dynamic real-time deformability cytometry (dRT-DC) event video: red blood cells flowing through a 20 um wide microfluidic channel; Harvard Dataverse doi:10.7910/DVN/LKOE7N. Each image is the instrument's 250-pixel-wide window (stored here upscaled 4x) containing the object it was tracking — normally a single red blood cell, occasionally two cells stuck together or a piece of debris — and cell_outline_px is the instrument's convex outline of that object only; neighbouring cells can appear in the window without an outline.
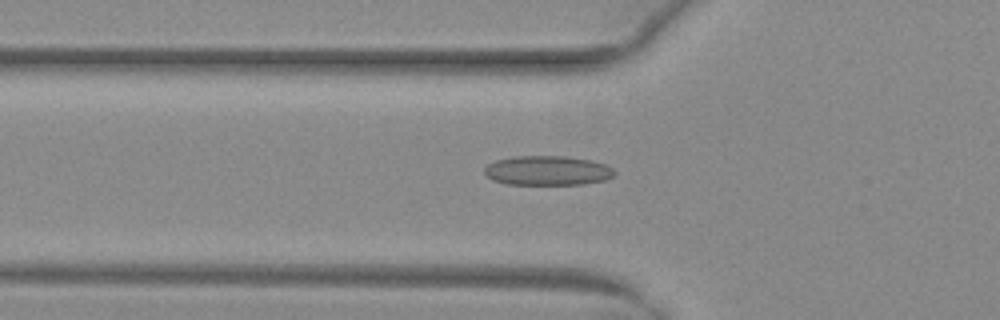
{"species": "common noctule bat (a hibernating species)", "species_latin": "Nyctalus noctula", "temperature_condition": "warm", "stored_images_in_passage": 46, "camera_frame_rate_fps": 3000, "um_per_image_px": 0.085, "animal": {"sex": "female", "body_mass_g": 29.2, "forearm_length_mm": 56.3}, "frame": {"image": 1, "passage_image": 12, "time_ms": 3.667, "image_size_px": [1000, 320], "cell_outline_px": [[616, 172], [612, 176], [604, 180], [584, 184], [508, 184], [492, 180], [484, 176], [484, 168], [488, 164], [496, 160], [512, 156], [564, 156], [592, 160], [604, 164], [612, 168]], "centroid_in_image_um": [46.5, 14.49], "position_along_channel_um": 79.3, "area_um2": 22.43}}
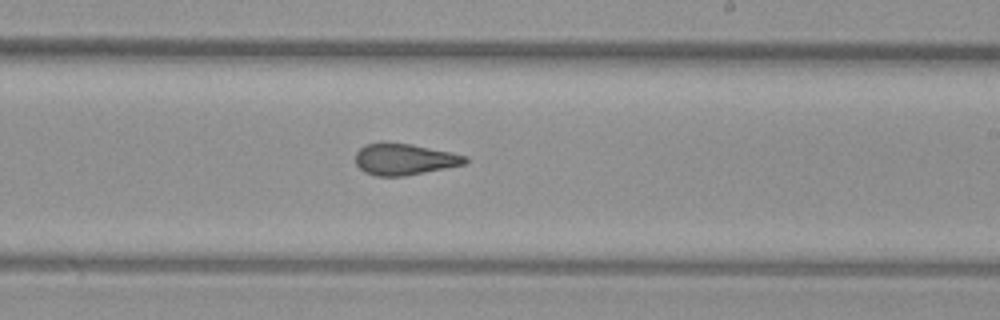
{"frame": {"image": 2, "passage_image": 25, "time_ms": 8.0, "image_size_px": [1000, 320], "cell_outline_px": [[468, 164], [404, 176], [376, 176], [364, 172], [356, 164], [356, 152], [364, 144], [380, 140], [384, 140], [412, 144], [468, 156]], "centroid_in_image_um": [34.35, 13.51], "position_along_channel_um": 254.6, "area_um2": 20.58}}
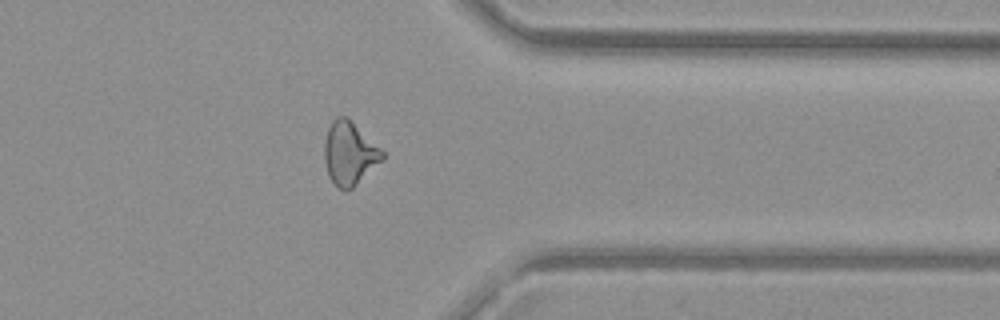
{"frame": {"image": 3, "passage_image": 35, "time_ms": 11.333, "image_size_px": [1000, 320], "cell_outline_px": [[384, 160], [352, 188], [336, 188], [328, 176], [324, 160], [324, 140], [328, 128], [332, 120], [336, 116], [348, 116], [384, 152]], "centroid_in_image_um": [29.69, 13.01], "position_along_channel_um": 381.7, "area_um2": 21.56}}